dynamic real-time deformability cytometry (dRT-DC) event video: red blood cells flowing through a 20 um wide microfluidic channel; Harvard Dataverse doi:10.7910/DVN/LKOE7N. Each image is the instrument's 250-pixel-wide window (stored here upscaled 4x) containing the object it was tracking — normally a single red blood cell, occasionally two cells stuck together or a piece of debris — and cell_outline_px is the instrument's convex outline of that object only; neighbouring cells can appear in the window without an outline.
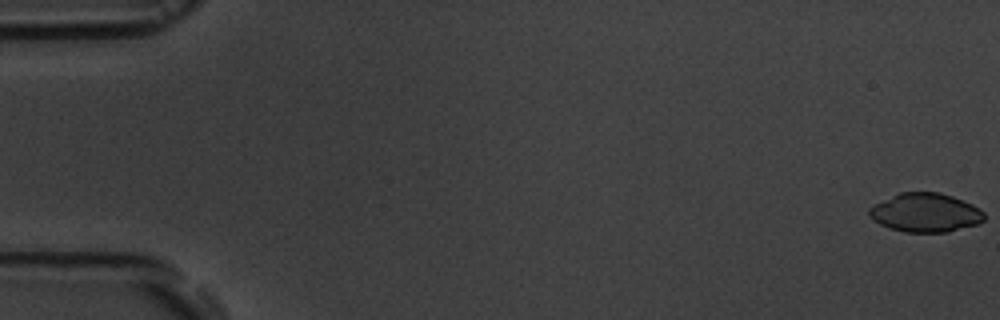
{"species": "common noctule bat (a hibernating species)", "species_latin": "Nyctalus noctula", "temperature_condition": "room temperature", "stored_images_in_passage": 6, "camera_frame_rate_fps": 3000, "um_per_image_px": 0.085, "animal": {"sex": "male", "body_mass_g": 19.5, "forearm_length_mm": 54.6}, "frame": {"image": 1, "passage_image": 1, "time_ms": 0.0, "image_size_px": [1000, 320], "cell_outline_px": [[984, 220], [980, 224], [948, 232], [904, 232], [888, 228], [880, 224], [868, 216], [868, 208], [872, 204], [900, 192], [940, 192], [952, 196], [972, 204], [980, 208], [984, 212]], "centroid_in_image_um": [78.65, 18.08], "position_along_channel_um": 6.4, "area_um2": 26.41}}